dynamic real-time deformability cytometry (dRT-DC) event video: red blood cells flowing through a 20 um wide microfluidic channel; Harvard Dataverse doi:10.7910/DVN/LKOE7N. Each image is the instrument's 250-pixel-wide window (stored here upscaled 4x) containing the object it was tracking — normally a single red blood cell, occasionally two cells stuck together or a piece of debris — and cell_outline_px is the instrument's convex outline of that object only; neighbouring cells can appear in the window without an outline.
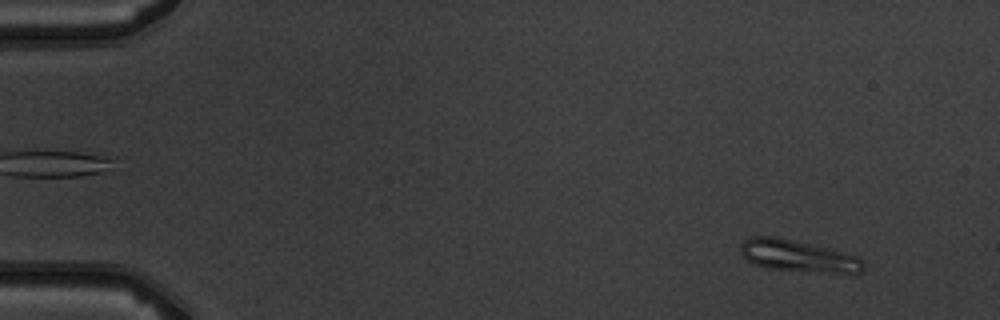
{"species": "common noctule bat (a hibernating species)", "species_latin": "Nyctalus noctula", "temperature_condition": "warm", "stored_images_in_passage": 4, "camera_frame_rate_fps": 3000, "um_per_image_px": 0.085, "animal": {"sex": "male", "body_mass_g": 19.5, "forearm_length_mm": 54.6}, "frame": {"image": 1, "passage_image": 1, "time_ms": 0.0, "image_size_px": [1000, 320], "cell_outline_px": [[864, 272], [856, 276], [768, 268], [756, 264], [748, 260], [740, 252], [740, 244], [744, 240], [752, 236], [776, 236], [812, 244], [860, 256], [864, 260]], "centroid_in_image_um": [67.98, 21.79], "position_along_channel_um": 17.0, "area_um2": 23.52}}
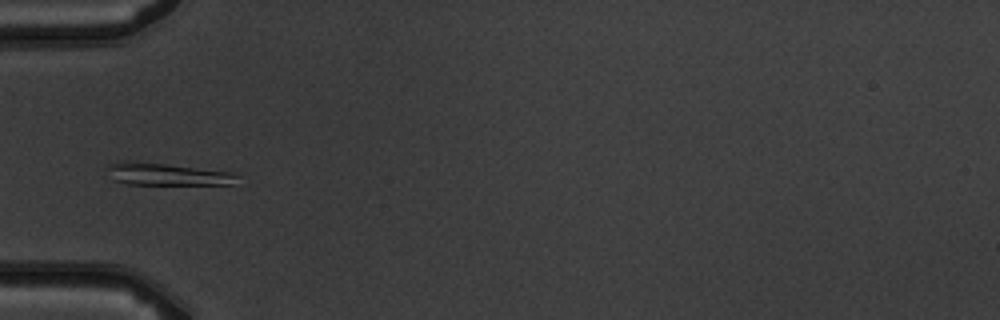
{"frame": {"image": 2, "passage_image": 4, "time_ms": 4.333, "image_size_px": [1000, 320], "cell_outline_px": [[240, 176], [232, 184], [128, 184], [112, 180], [108, 168], [108, 164], [124, 160], [136, 160], [232, 172]], "centroid_in_image_um": [14.15, 14.79], "position_along_channel_um": 70.8, "area_um2": 16.94}}